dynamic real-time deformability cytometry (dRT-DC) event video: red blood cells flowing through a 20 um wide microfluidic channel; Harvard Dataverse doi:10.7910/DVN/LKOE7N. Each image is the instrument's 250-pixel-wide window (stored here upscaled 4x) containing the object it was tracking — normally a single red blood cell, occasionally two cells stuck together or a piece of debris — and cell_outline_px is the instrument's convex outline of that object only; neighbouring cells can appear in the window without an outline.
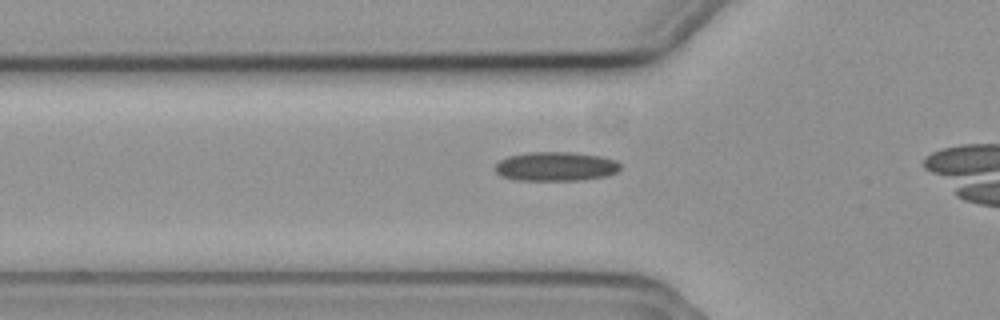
{"species": "common noctule bat (a hibernating species)", "species_latin": "Nyctalus noctula", "temperature_condition": "cold", "stored_images_in_passage": 19, "camera_frame_rate_fps": 3000, "um_per_image_px": 0.085, "animal": {"sex": "female", "body_mass_g": 19.3, "forearm_length_mm": 54.1}, "frame": {"image": 1, "passage_image": 14, "time_ms": 4.333, "image_size_px": [1000, 320], "cell_outline_px": [[620, 168], [616, 172], [608, 176], [580, 180], [516, 180], [500, 176], [496, 172], [496, 164], [500, 160], [508, 156], [528, 152], [572, 152], [600, 156], [616, 160], [620, 164]], "centroid_in_image_um": [47.24, 14.15], "position_along_channel_um": 78.6, "area_um2": 21.33}}